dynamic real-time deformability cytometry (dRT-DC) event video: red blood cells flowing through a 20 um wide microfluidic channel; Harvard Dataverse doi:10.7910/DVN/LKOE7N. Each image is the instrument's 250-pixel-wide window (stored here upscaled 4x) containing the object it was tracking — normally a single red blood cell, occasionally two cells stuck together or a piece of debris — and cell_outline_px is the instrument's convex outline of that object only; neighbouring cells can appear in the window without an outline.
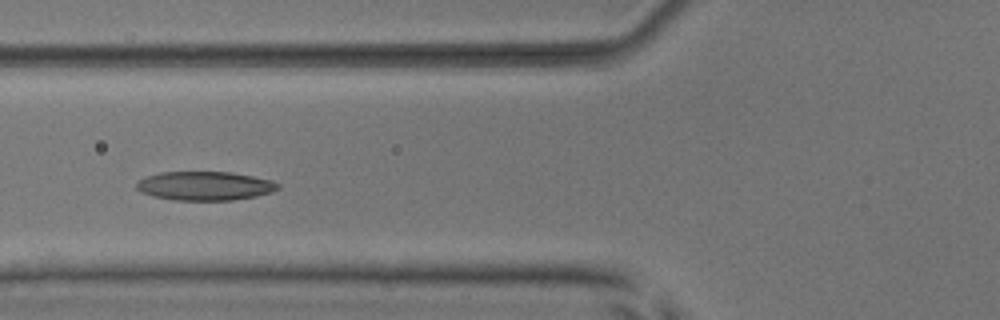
{"species": "common noctule bat (a hibernating species)", "species_latin": "Nyctalus noctula", "temperature_condition": "room temperature", "stored_images_in_passage": 6, "camera_frame_rate_fps": 3000, "um_per_image_px": 0.085, "animal": {"sex": "male", "body_mass_g": 17.9, "forearm_length_mm": 54.2}, "frame": {"image": 1, "passage_image": 4, "time_ms": 3.667, "image_size_px": [1000, 320], "cell_outline_px": [[280, 188], [272, 192], [256, 196], [232, 200], [172, 200], [152, 196], [140, 192], [136, 188], [136, 184], [140, 180], [148, 176], [160, 172], [232, 172], [272, 180], [280, 184]], "centroid_in_image_um": [17.43, 15.8], "position_along_channel_um": 108.4, "area_um2": 23.87}}
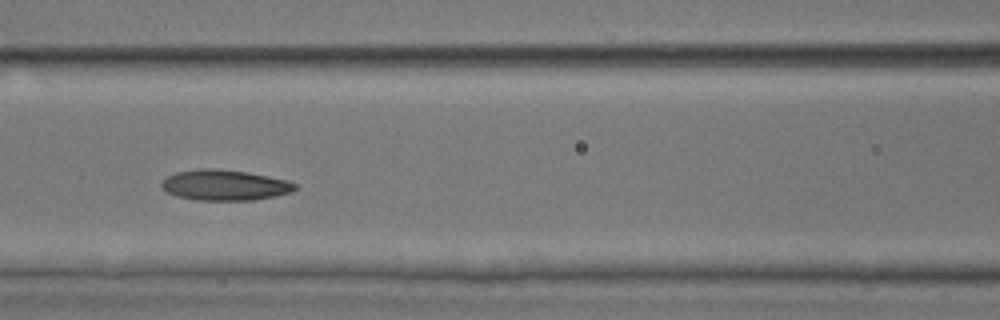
{"frame": {"image": 2, "passage_image": 5, "time_ms": 4.667, "image_size_px": [1000, 320], "cell_outline_px": [[296, 188], [292, 192], [276, 196], [252, 200], [196, 200], [176, 196], [168, 192], [160, 184], [168, 176], [176, 172], [200, 168], [216, 168], [248, 172], [288, 180], [296, 184]], "centroid_in_image_um": [19.12, 15.73], "position_along_channel_um": 147.5, "area_um2": 23.81}}